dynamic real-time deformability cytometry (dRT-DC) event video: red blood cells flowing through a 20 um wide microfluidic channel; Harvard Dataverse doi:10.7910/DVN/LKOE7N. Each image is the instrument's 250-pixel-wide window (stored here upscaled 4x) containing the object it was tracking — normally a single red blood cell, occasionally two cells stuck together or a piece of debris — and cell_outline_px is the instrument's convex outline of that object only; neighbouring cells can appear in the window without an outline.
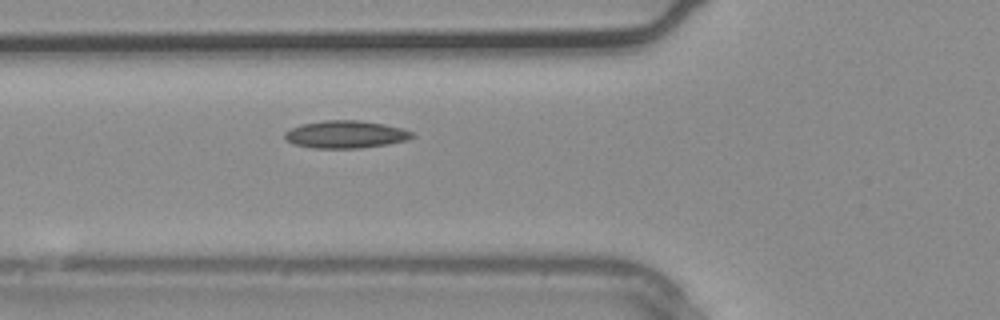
{"species": "common noctule bat (a hibernating species)", "species_latin": "Nyctalus noctula", "temperature_condition": "warm", "stored_images_in_passage": 4, "camera_frame_rate_fps": 3000, "um_per_image_px": 0.085, "animal": {"sex": "male", "body_mass_g": 20.4}, "frame": {"image": 1, "passage_image": 4, "time_ms": 1.0, "image_size_px": [1000, 320], "cell_outline_px": [[416, 136], [408, 140], [388, 144], [360, 148], [312, 148], [292, 144], [284, 136], [284, 132], [300, 124], [324, 120], [360, 120], [384, 124], [404, 128], [412, 132]], "centroid_in_image_um": [29.4, 11.42], "position_along_channel_um": 96.4, "area_um2": 20.63}}